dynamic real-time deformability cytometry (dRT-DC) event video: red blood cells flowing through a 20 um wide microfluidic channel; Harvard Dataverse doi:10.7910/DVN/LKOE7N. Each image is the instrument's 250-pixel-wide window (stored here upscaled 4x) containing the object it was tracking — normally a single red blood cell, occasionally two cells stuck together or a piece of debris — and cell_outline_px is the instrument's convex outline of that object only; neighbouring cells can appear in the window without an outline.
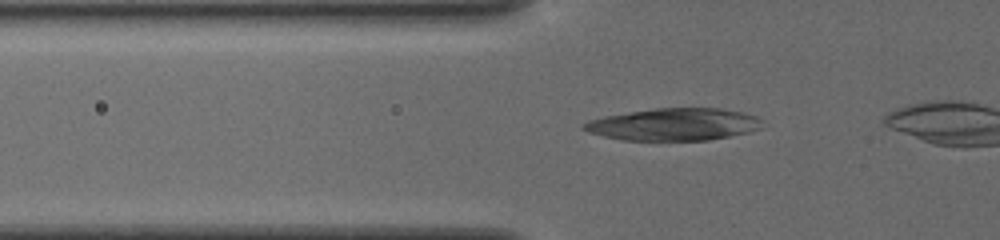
{"species": "common noctule bat (a hibernating species)", "species_latin": "Nyctalus noctula", "temperature_condition": "cold", "stored_images_in_passage": 36, "camera_frame_rate_fps": 3000, "um_per_image_px": 0.085, "animal": {"sex": "female", "body_mass_g": 19.5, "forearm_length_mm": 54.1}, "frame": {"image": 1, "passage_image": 7, "time_ms": 2.0, "image_size_px": [1000, 240], "cell_outline_px": [[756, 128], [744, 132], [728, 136], [708, 140], [624, 140], [604, 136], [592, 132], [584, 128], [584, 124], [592, 120], [608, 116], [656, 108], [716, 108], [740, 112], [756, 116]], "centroid_in_image_um": [57.23, 10.57], "position_along_channel_um": 68.6, "area_um2": 32.14}}
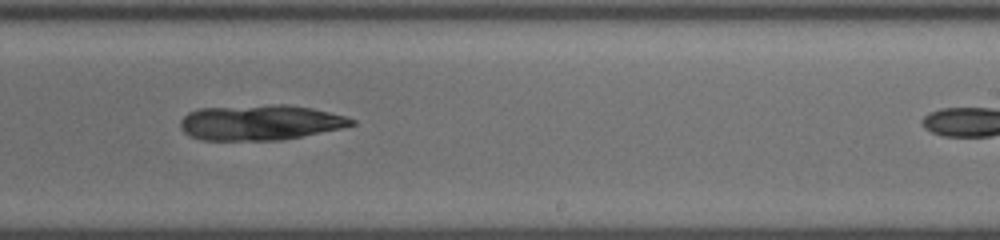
{"frame": {"image": 2, "passage_image": 23, "time_ms": 7.333, "image_size_px": [1000, 240], "cell_outline_px": [[356, 124], [340, 128], [280, 140], [204, 140], [192, 136], [184, 132], [180, 124], [180, 120], [188, 112], [200, 108], [280, 104], [284, 104], [312, 108], [344, 116], [356, 120]], "centroid_in_image_um": [22.1, 10.4], "position_along_channel_um": 266.9, "area_um2": 34.85}}
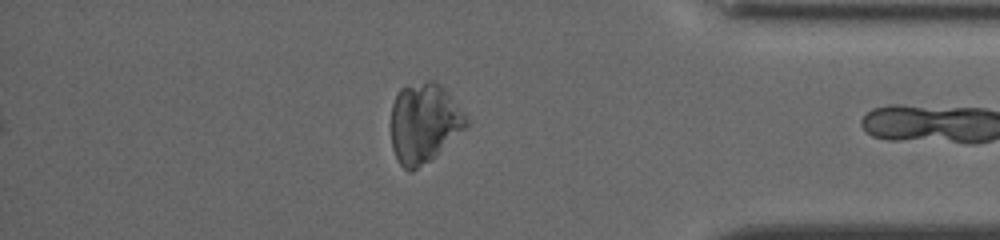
{"frame": {"image": 3, "passage_image": 35, "time_ms": 11.333, "image_size_px": [1000, 240], "cell_outline_px": [[468, 124], [436, 156], [412, 172], [408, 172], [400, 164], [392, 148], [392, 104], [400, 88], [428, 80], [432, 80], [440, 84], [444, 88], [468, 116]], "centroid_in_image_um": [36.05, 10.46], "position_along_channel_um": 399.2, "area_um2": 34.74}}